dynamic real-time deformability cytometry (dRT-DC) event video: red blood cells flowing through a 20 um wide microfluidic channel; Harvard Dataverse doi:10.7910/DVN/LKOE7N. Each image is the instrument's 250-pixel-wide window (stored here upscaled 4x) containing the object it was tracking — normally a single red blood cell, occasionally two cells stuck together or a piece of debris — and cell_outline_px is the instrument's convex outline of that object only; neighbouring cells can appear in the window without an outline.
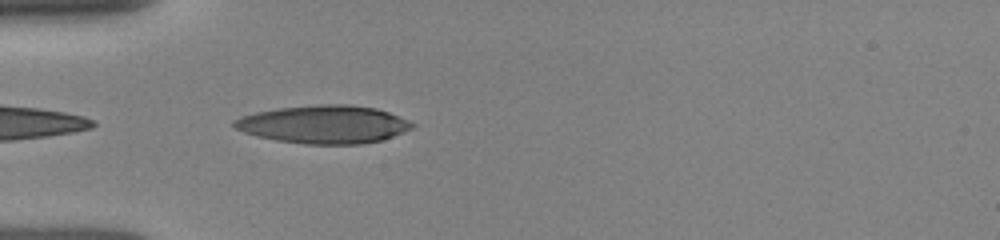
{"species": "human", "species_latin": "Homo sapiens", "temperature_condition": "room temperature", "stored_images_in_passage": 1, "camera_frame_rate_fps": 3000, "um_per_image_px": 0.085, "donor": {"sex": "female"}, "frame": {"image": 1, "passage_image": 1, "time_ms": 0.0, "image_size_px": [1000, 240], "cell_outline_px": [[416, 124], [412, 128], [392, 136], [380, 140], [360, 144], [304, 144], [276, 140], [256, 136], [244, 132], [236, 128], [232, 124], [232, 120], [240, 116], [256, 112], [280, 108], [320, 104], [348, 104], [376, 108], [388, 112], [408, 120]], "centroid_in_image_um": [27.5, 10.57], "position_along_channel_um": 57.5, "area_um2": 39.36}}